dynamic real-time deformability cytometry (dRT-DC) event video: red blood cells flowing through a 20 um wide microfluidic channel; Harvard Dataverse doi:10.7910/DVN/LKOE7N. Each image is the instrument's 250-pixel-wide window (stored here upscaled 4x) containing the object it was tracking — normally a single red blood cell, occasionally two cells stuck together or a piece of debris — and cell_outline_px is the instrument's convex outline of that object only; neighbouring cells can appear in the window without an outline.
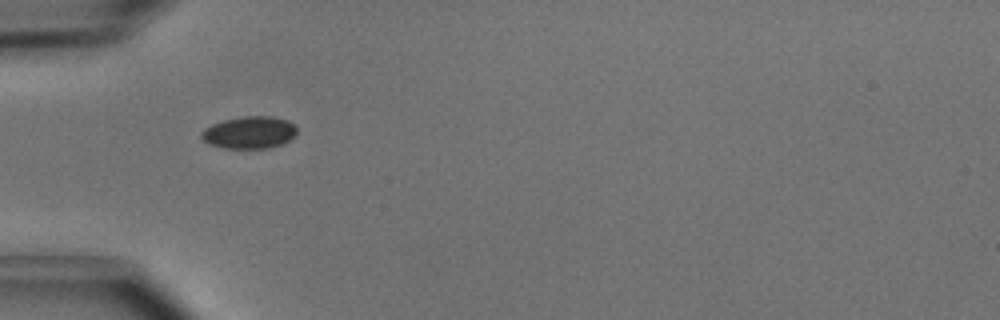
{"species": "common noctule bat (a hibernating species)", "species_latin": "Nyctalus noctula", "temperature_condition": "cold", "stored_images_in_passage": 6, "camera_frame_rate_fps": 3000, "um_per_image_px": 0.085, "animal": {"sex": "male", "body_mass_g": 15.6}, "frame": {"image": 1, "passage_image": 4, "time_ms": 1.0, "image_size_px": [1000, 320], "cell_outline_px": [[296, 132], [288, 140], [280, 144], [268, 148], [224, 148], [212, 144], [204, 140], [200, 136], [200, 132], [204, 128], [212, 124], [224, 120], [244, 116], [272, 116], [288, 120], [296, 128]], "centroid_in_image_um": [21.17, 11.25], "position_along_channel_um": 63.8, "area_um2": 17.69}}
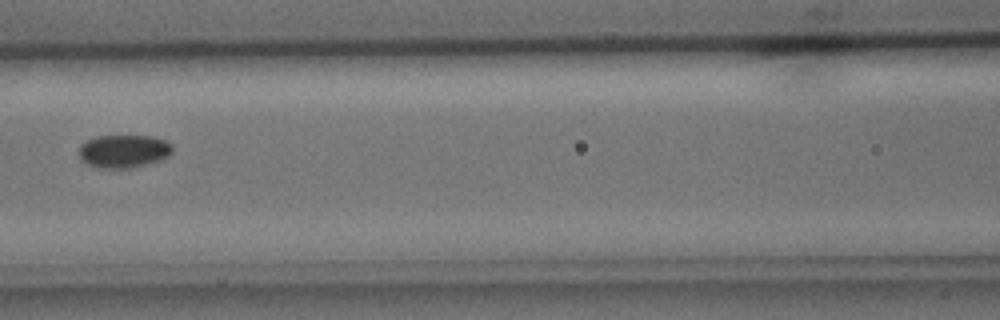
{"frame": {"image": 2, "passage_image": 6, "time_ms": 1.667, "image_size_px": [1000, 320], "cell_outline_px": [[172, 152], [168, 156], [160, 160], [128, 168], [100, 168], [88, 164], [80, 160], [80, 144], [96, 136], [152, 136], [164, 140], [172, 144]], "centroid_in_image_um": [10.51, 12.84], "position_along_channel_um": 156.1, "area_um2": 17.86}}